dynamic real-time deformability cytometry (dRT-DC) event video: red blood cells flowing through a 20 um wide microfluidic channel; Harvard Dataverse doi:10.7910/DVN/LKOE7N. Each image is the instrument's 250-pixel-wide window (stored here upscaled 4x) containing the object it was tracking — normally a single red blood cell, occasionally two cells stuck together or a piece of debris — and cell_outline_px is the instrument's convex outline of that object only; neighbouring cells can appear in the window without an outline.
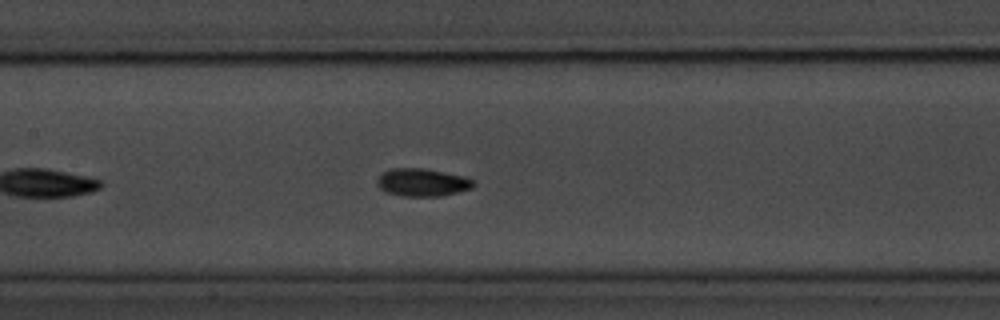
{"species": "common noctule bat (a hibernating species)", "species_latin": "Nyctalus noctula", "temperature_condition": "room temperature", "stored_images_in_passage": 25, "camera_frame_rate_fps": 3000, "um_per_image_px": 0.085, "animal": {"sex": "male", "body_mass_g": 20.1, "forearm_length_mm": 53.5}, "frame": {"image": 1, "passage_image": 15, "time_ms": 4.667, "image_size_px": [1000, 320], "cell_outline_px": [[476, 184], [472, 188], [440, 196], [400, 196], [384, 192], [376, 184], [376, 180], [380, 172], [392, 168], [424, 168], [464, 176], [472, 180]], "centroid_in_image_um": [35.83, 15.5], "position_along_channel_um": 171.6, "area_um2": 15.78}}